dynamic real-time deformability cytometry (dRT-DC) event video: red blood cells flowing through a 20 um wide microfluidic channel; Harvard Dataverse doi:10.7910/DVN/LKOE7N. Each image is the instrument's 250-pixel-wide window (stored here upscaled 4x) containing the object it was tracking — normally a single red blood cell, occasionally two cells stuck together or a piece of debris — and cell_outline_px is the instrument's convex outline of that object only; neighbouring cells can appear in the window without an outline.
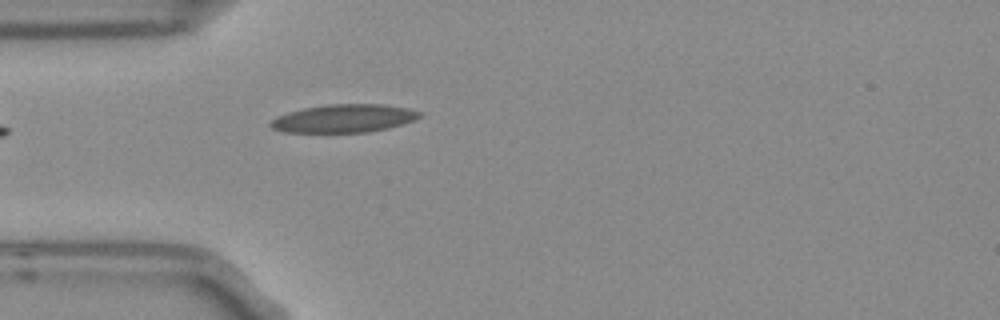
{"species": "Egyptian fruit bat (a non-hibernating species)", "species_latin": "Rousettus aegyptiacus", "temperature_condition": "room temperature", "stored_images_in_passage": 4, "camera_frame_rate_fps": 3000, "um_per_image_px": 0.085, "frame": {"image": 1, "passage_image": 4, "time_ms": 1.0, "image_size_px": [1000, 320], "cell_outline_px": [[424, 116], [416, 120], [388, 128], [368, 132], [284, 132], [272, 128], [268, 124], [276, 116], [288, 112], [304, 108], [328, 104], [384, 104], [408, 108], [424, 112]], "centroid_in_image_um": [29.29, 10.06], "position_along_channel_um": 55.7, "area_um2": 24.62}}